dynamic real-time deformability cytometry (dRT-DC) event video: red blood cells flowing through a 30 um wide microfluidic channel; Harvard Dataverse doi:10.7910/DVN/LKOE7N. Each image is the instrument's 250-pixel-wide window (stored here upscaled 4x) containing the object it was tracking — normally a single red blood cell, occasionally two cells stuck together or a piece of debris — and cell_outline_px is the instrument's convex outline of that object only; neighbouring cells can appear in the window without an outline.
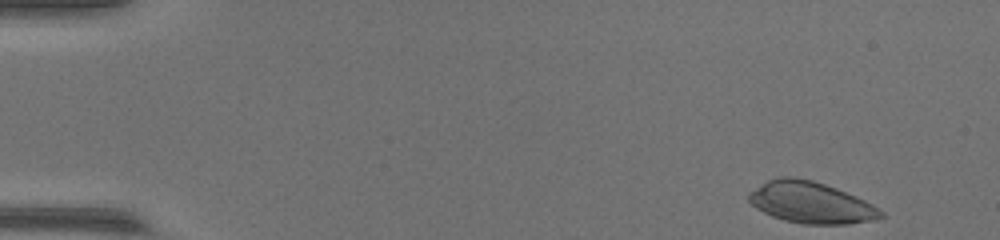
{"species": "common noctule bat (a hibernating species)", "species_latin": "Nyctalus noctula", "temperature_condition": "warm", "stored_images_in_passage": 50, "camera_frame_rate_fps": 3000, "um_per_image_px": 0.085, "animal": {"sex": "female", "body_mass_g": 17.0, "forearm_length_mm": 48.0}, "frame": {"image": 1, "passage_image": 1, "time_ms": 0.0, "image_size_px": [1000, 240], "cell_outline_px": [[884, 216], [876, 220], [848, 224], [804, 224], [784, 220], [772, 216], [756, 208], [748, 200], [748, 192], [768, 180], [776, 176], [792, 176], [812, 180], [836, 188], [856, 196], [872, 204], [884, 212]], "centroid_in_image_um": [68.92, 17.21], "position_along_channel_um": 16.1, "area_um2": 31.96}}
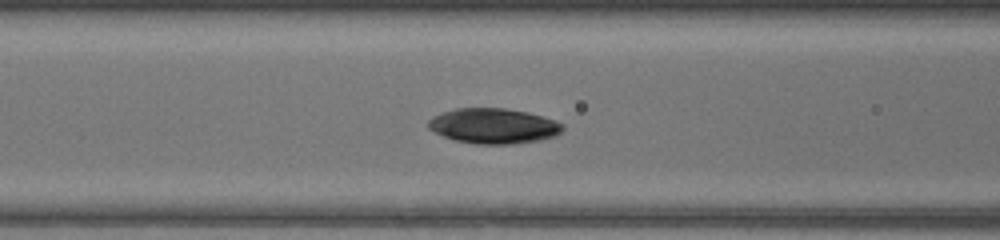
{"frame": {"image": 2, "passage_image": 19, "time_ms": 6.0, "image_size_px": [1000, 240], "cell_outline_px": [[564, 128], [556, 136], [540, 140], [512, 144], [476, 144], [456, 140], [444, 136], [428, 128], [428, 120], [432, 116], [456, 108], [504, 108], [528, 112], [544, 116], [556, 120], [564, 124]], "centroid_in_image_um": [41.99, 10.7], "position_along_channel_um": 124.6, "area_um2": 27.69}}
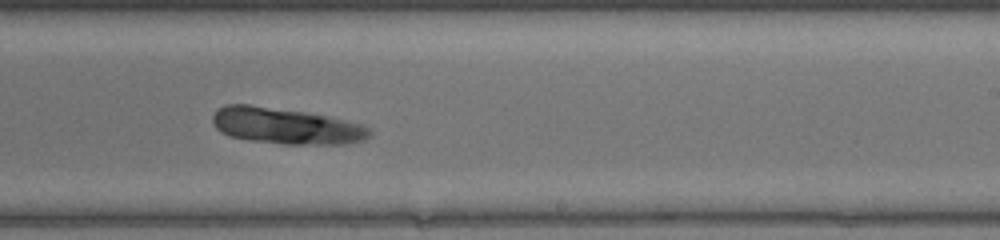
{"frame": {"image": 3, "passage_image": 30, "time_ms": 9.667, "image_size_px": [1000, 240], "cell_outline_px": [[372, 136], [364, 140], [344, 144], [284, 144], [252, 140], [228, 136], [220, 132], [212, 124], [212, 116], [224, 104], [248, 104], [304, 112], [328, 116], [364, 124], [372, 128]], "centroid_in_image_um": [24.34, 10.71], "position_along_channel_um": 264.7, "area_um2": 33.29}}